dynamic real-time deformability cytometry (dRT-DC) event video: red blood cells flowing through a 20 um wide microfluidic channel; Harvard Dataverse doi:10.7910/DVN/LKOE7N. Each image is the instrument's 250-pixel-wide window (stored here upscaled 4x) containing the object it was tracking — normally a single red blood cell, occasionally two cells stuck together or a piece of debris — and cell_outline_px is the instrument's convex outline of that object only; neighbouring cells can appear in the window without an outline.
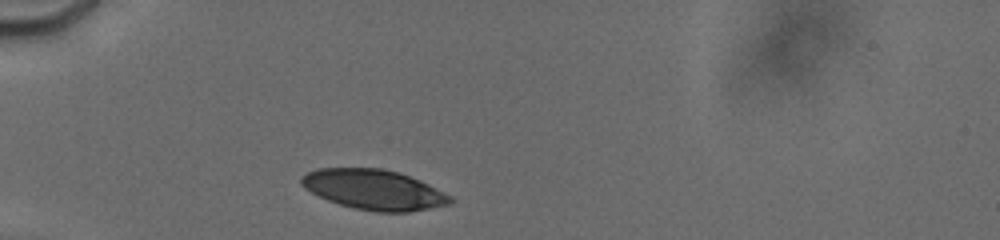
{"species": "human", "species_latin": "Homo sapiens", "temperature_condition": "cold", "stored_images_in_passage": 25, "camera_frame_rate_fps": 3000, "um_per_image_px": 0.085, "donor": {"sex": "male"}, "frame": {"image": 1, "passage_image": 1, "time_ms": 0.0, "image_size_px": [1000, 240], "cell_outline_px": [[456, 200], [452, 204], [408, 212], [376, 212], [356, 208], [340, 204], [328, 200], [304, 188], [300, 184], [300, 176], [308, 172], [320, 168], [380, 168], [400, 172], [420, 180], [452, 196]], "centroid_in_image_um": [31.82, 16.12], "position_along_channel_um": 53.2, "area_um2": 34.85}}
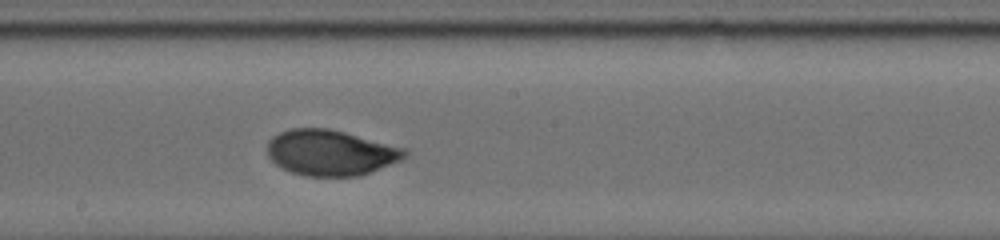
{"frame": {"image": 2, "passage_image": 14, "time_ms": 5.0, "image_size_px": [1000, 240], "cell_outline_px": [[408, 156], [400, 160], [372, 172], [360, 176], [304, 176], [292, 172], [276, 164], [268, 156], [268, 140], [272, 136], [280, 132], [292, 128], [328, 128], [408, 148]], "centroid_in_image_um": [28.14, 12.97], "position_along_channel_um": 220.1, "area_um2": 36.7}}
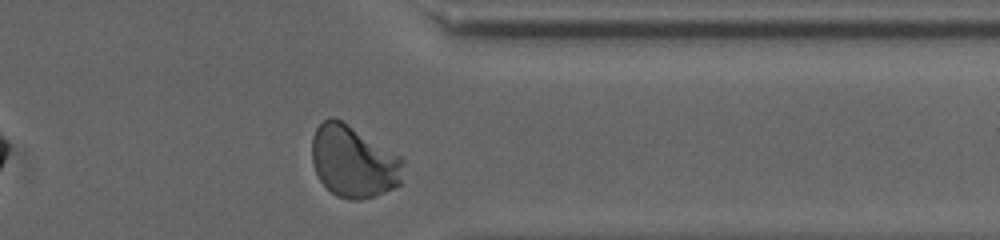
{"frame": {"image": 3, "passage_image": 25, "time_ms": 9.333, "image_size_px": [1000, 240], "cell_outline_px": [[404, 160], [400, 184], [396, 188], [360, 200], [348, 200], [336, 196], [320, 180], [312, 164], [312, 136], [316, 128], [328, 116], [332, 116], [340, 120], [400, 156]], "centroid_in_image_um": [30.03, 13.75], "position_along_channel_um": 381.4, "area_um2": 38.03}, "authors_computed_cell_mechanics": {"area_um2": 36.2406, "velocity_mm_per_s": 3.7732, "shape_relaxation_time_tau1_ms": 3.4139, "shape_relaxation_time_tau2_ms": null, "deformation_change_tau1": 0.1501, "deformation_change_tau2": null}}